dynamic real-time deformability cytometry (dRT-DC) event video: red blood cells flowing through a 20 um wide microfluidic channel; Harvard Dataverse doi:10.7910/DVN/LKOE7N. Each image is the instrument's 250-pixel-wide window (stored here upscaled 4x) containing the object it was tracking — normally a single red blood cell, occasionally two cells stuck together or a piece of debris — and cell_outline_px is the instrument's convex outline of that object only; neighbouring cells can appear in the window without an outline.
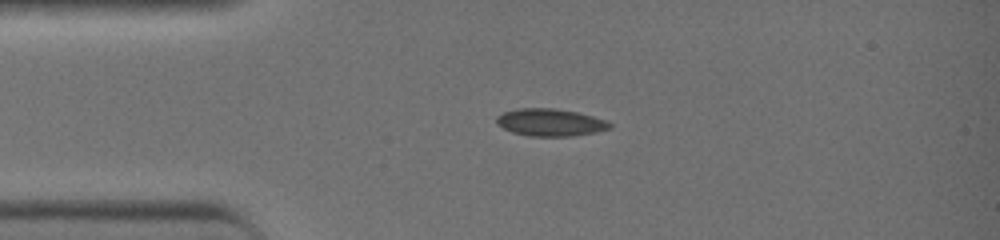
{"species": "common noctule bat (a hibernating species)", "species_latin": "Nyctalus noctula", "temperature_condition": "warm", "stored_images_in_passage": 33, "camera_frame_rate_fps": 3000, "um_per_image_px": 0.085, "animal": {"sex": "female", "body_mass_g": 19.0, "forearm_length_mm": 51.5}, "frame": {"image": 1, "passage_image": 1, "time_ms": 0.0, "image_size_px": [1000, 240], "cell_outline_px": [[612, 128], [596, 132], [572, 136], [528, 136], [512, 132], [496, 124], [496, 116], [504, 112], [516, 108], [552, 108], [576, 112], [592, 116], [604, 120], [612, 124]], "centroid_in_image_um": [46.75, 10.41], "position_along_channel_um": 38.3, "area_um2": 18.03}}
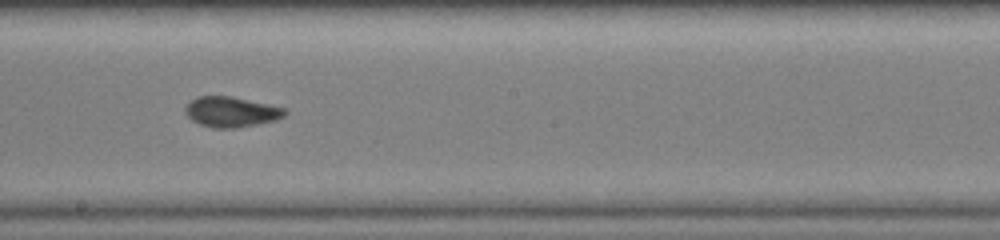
{"frame": {"image": 2, "passage_image": 15, "time_ms": 4.667, "image_size_px": [1000, 240], "cell_outline_px": [[288, 112], [284, 116], [276, 120], [236, 128], [212, 128], [200, 124], [192, 120], [184, 112], [184, 108], [196, 96], [232, 96], [288, 108]], "centroid_in_image_um": [19.68, 9.5], "position_along_channel_um": 228.5, "area_um2": 17.74}}
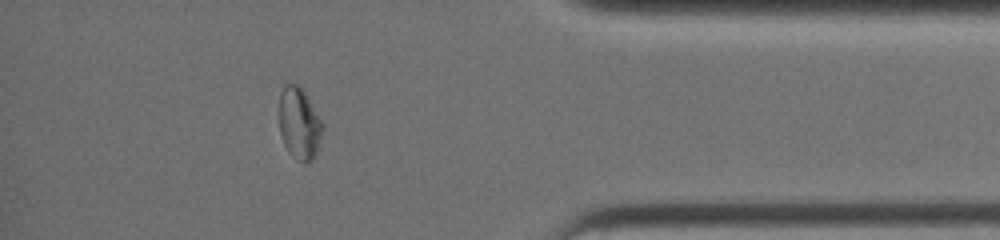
{"frame": {"image": 3, "passage_image": 28, "time_ms": 9.0, "image_size_px": [1000, 240], "cell_outline_px": [[324, 128], [316, 152], [312, 160], [304, 164], [292, 156], [288, 152], [284, 144], [280, 132], [280, 92], [284, 84], [300, 84], [304, 88], [324, 124]], "centroid_in_image_um": [25.46, 10.46], "position_along_channel_um": 409.7, "area_um2": 18.5}, "authors_computed_cell_mechanics": {"area_um2": 17.8024, "velocity_mm_per_s": 4.6058, "shape_relaxation_time_tau1_ms": null, "shape_relaxation_time_tau2_ms": 1.1602, "deformation_change_tau1": null, "deformation_change_tau2": 0.0391}}